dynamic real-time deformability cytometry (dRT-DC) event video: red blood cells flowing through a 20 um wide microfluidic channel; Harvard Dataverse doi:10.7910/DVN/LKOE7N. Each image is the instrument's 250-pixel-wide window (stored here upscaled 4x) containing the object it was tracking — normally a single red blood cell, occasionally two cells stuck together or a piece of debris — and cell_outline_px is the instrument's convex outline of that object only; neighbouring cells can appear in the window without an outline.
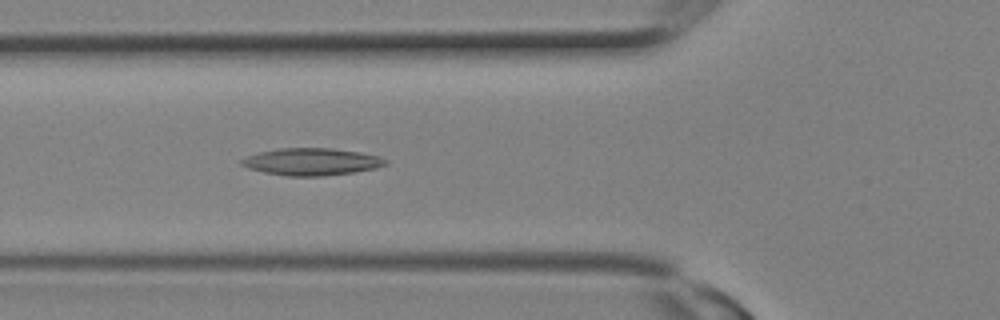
{"species": "Egyptian fruit bat (a non-hibernating species)", "species_latin": "Rousettus aegyptiacus", "temperature_condition": "room temperature", "stored_images_in_passage": 10, "camera_frame_rate_fps": 3000, "um_per_image_px": 0.085, "animal": {"sex": "female"}, "frame": {"image": 1, "passage_image": 10, "time_ms": 3.0, "image_size_px": [1000, 320], "cell_outline_px": [[388, 164], [376, 168], [352, 172], [324, 176], [288, 176], [264, 172], [248, 168], [240, 164], [240, 160], [248, 156], [260, 152], [280, 148], [332, 148], [360, 152], [380, 156], [388, 160]], "centroid_in_image_um": [26.51, 13.74], "position_along_channel_um": 99.3, "area_um2": 22.77}}